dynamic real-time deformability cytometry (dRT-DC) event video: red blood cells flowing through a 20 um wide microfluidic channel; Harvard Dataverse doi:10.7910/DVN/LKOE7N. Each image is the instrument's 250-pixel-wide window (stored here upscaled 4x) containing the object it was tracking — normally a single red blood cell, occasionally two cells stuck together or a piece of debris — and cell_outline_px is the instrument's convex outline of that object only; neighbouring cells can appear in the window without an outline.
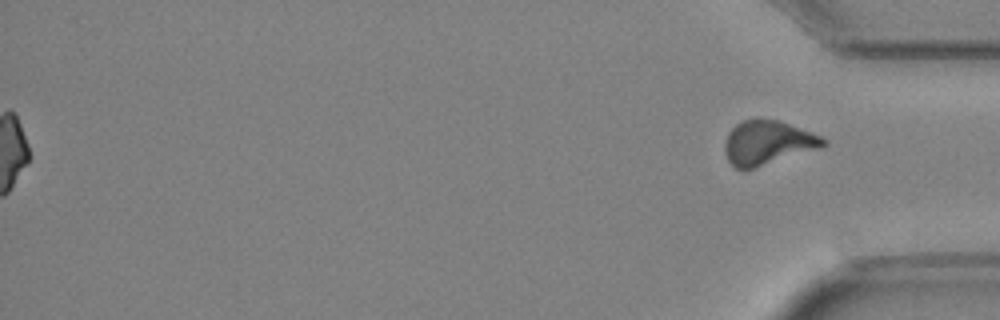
{"species": "Egyptian fruit bat (a non-hibernating species)", "species_latin": "Rousettus aegyptiacus", "temperature_condition": "cold", "stored_images_in_passage": 48, "segment_of_instrument_passage": [2, 2], "camera_frame_rate_fps": 3000, "um_per_image_px": 0.085, "animal": {"sex": "female"}, "frame": {"image": 1, "passage_image": 48, "time_ms": 15.667, "image_size_px": [1000, 320], "cell_outline_px": [[828, 144], [744, 172], [736, 168], [728, 160], [724, 152], [724, 144], [728, 132], [740, 120], [776, 120], [812, 132], [828, 140]], "centroid_in_image_um": [65.19, 12.15], "position_along_channel_um": 370.0, "area_um2": 25.09}}